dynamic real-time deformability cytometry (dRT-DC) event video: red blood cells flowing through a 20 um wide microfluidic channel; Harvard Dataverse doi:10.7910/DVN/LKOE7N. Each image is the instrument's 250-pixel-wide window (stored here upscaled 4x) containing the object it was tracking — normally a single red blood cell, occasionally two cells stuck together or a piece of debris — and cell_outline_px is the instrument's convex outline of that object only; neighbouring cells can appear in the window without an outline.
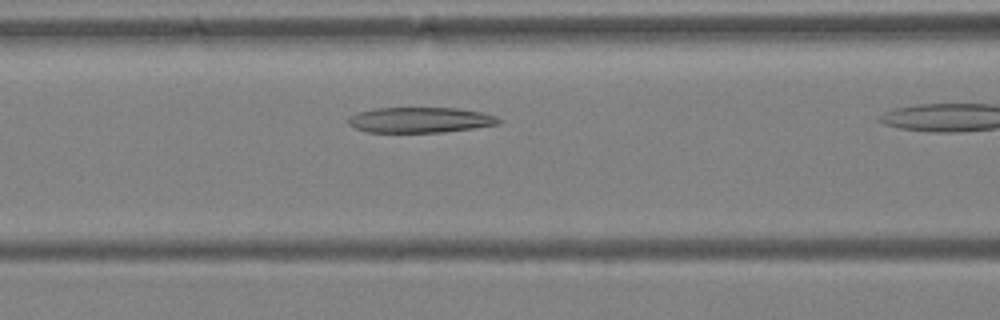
{"species": "Egyptian fruit bat (a non-hibernating species)", "species_latin": "Rousettus aegyptiacus", "temperature_condition": "warm", "stored_images_in_passage": 22, "camera_frame_rate_fps": 3000, "um_per_image_px": 0.085, "animal": {"sex": "female"}, "frame": {"image": 1, "passage_image": 10, "time_ms": 3.0, "image_size_px": [1000, 320], "cell_outline_px": [[500, 124], [444, 132], [368, 132], [356, 128], [348, 124], [348, 116], [372, 108], [456, 108], [484, 112], [496, 116], [500, 120]], "centroid_in_image_um": [35.71, 10.19], "position_along_channel_um": 130.9, "area_um2": 22.31}}
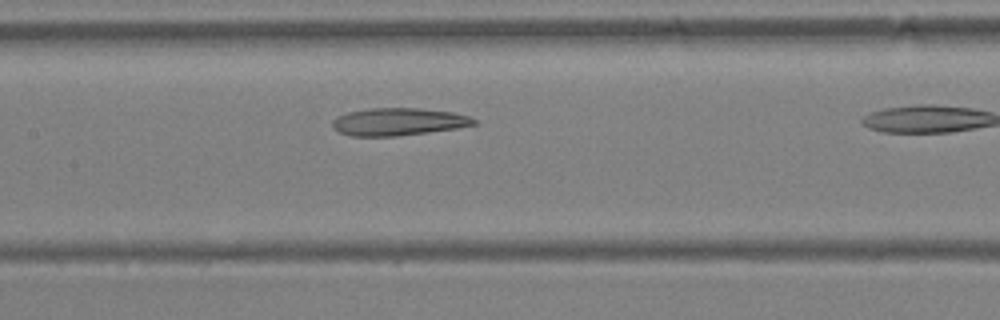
{"frame": {"image": 2, "passage_image": 13, "time_ms": 4.0, "image_size_px": [1000, 320], "cell_outline_px": [[476, 124], [456, 128], [428, 132], [396, 136], [352, 136], [340, 132], [332, 124], [332, 120], [336, 116], [348, 112], [372, 108], [416, 108], [452, 112], [468, 116], [476, 120]], "centroid_in_image_um": [33.84, 10.34], "position_along_channel_um": 173.6, "area_um2": 22.43}}